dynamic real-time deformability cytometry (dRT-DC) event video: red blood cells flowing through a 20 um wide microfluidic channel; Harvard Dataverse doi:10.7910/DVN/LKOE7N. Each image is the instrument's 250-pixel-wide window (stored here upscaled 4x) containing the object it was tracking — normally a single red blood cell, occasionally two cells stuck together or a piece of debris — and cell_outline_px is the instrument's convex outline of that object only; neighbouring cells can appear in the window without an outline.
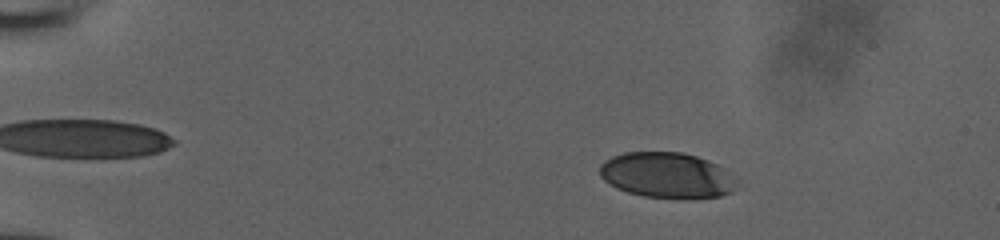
{"species": "human", "species_latin": "Homo sapiens", "temperature_condition": "room temperature", "stored_images_in_passage": 53, "camera_frame_rate_fps": 3000, "um_per_image_px": 0.085, "donor": {"sex": "male"}, "frame": {"image": 1, "passage_image": 11, "time_ms": 3.333, "image_size_px": [1000, 240], "cell_outline_px": [[736, 188], [732, 192], [720, 196], [680, 200], [644, 196], [628, 192], [616, 188], [604, 180], [600, 176], [600, 164], [604, 160], [612, 156], [624, 152], [680, 152], [696, 156], [708, 160], [716, 164], [732, 180]], "centroid_in_image_um": [56.61, 14.91], "position_along_channel_um": 28.4, "area_um2": 36.3}}
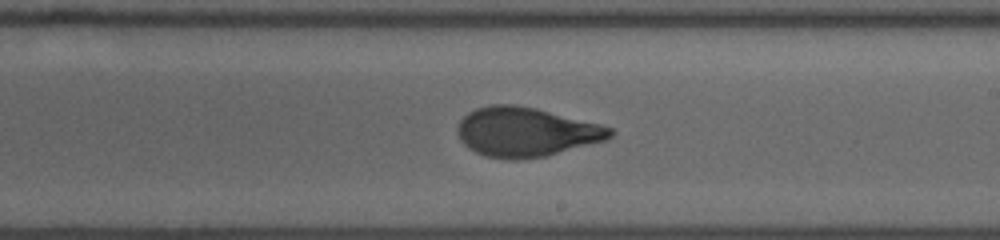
{"frame": {"image": 2, "passage_image": 34, "time_ms": 11.0, "image_size_px": [1000, 240], "cell_outline_px": [[616, 132], [612, 136], [604, 140], [544, 156], [516, 160], [512, 160], [484, 156], [468, 148], [460, 140], [460, 120], [468, 112], [476, 108], [492, 104], [512, 104], [536, 108], [600, 124], [612, 128]], "centroid_in_image_um": [44.71, 11.21], "position_along_channel_um": 244.3, "area_um2": 43.41}}
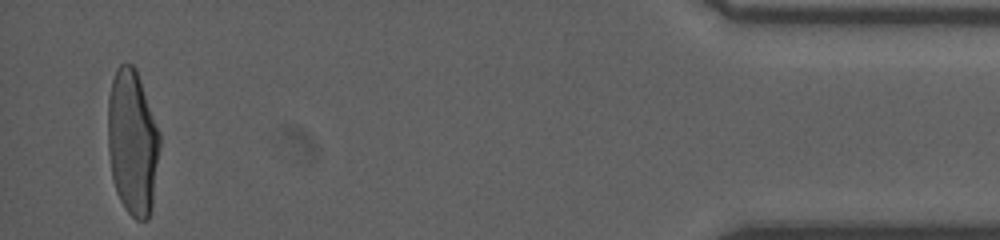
{"frame": {"image": 3, "passage_image": 52, "time_ms": 17.0, "image_size_px": [1000, 240], "cell_outline_px": [[160, 148], [152, 208], [148, 220], [136, 220], [124, 208], [116, 192], [112, 180], [108, 152], [108, 96], [112, 80], [116, 68], [120, 64], [132, 64], [136, 68], [160, 132]], "centroid_in_image_um": [11.26, 12.11], "position_along_channel_um": 423.9, "area_um2": 44.45}}